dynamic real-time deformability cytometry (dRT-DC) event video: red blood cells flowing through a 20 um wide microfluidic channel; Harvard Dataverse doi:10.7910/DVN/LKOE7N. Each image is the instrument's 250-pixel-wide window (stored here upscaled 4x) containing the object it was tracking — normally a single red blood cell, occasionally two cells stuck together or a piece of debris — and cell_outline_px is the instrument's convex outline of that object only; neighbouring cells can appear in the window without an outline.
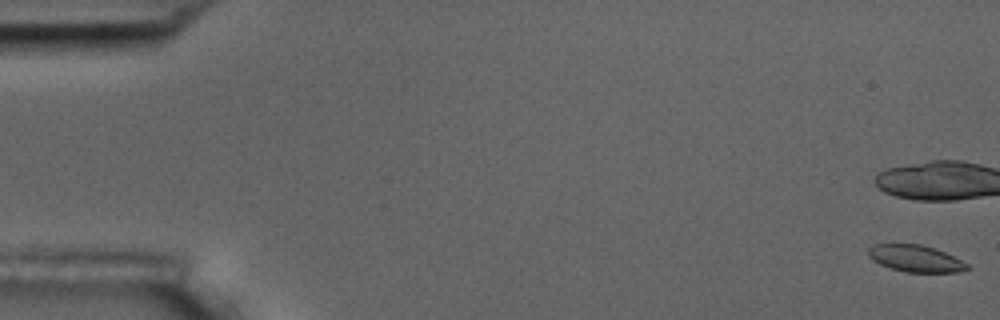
{"species": "common noctule bat (a hibernating species)", "species_latin": "Nyctalus noctula", "temperature_condition": "room temperature", "stored_images_in_passage": 6, "camera_frame_rate_fps": 3000, "um_per_image_px": 0.085, "animal": {"sex": "male", "body_mass_g": 17.5, "forearm_length_mm": 52.3}, "frame": {"image": 1, "passage_image": 1, "time_ms": 0.0, "image_size_px": [1000, 320], "cell_outline_px": [[972, 268], [956, 272], [904, 272], [880, 264], [872, 260], [868, 256], [868, 248], [872, 244], [920, 244], [936, 248], [968, 264]], "centroid_in_image_um": [77.8, 21.97], "position_along_channel_um": 7.2, "area_um2": 15.43}}